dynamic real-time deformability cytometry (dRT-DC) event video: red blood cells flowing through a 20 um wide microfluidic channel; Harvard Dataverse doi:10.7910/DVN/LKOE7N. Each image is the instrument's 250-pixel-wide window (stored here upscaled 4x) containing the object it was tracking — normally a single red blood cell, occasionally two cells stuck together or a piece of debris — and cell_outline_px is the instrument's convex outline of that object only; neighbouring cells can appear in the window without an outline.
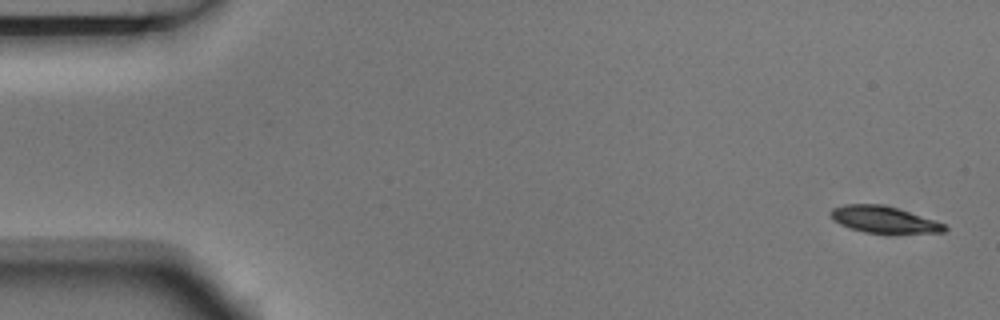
{"species": "Egyptian fruit bat (a non-hibernating species)", "species_latin": "Rousettus aegyptiacus", "temperature_condition": "room temperature", "stored_images_in_passage": 4, "segment_of_instrument_passage": [2, 2], "camera_frame_rate_fps": 3000, "um_per_image_px": 0.085, "animal": {"sex": "male"}, "frame": {"image": 1, "passage_image": 4, "time_ms": 1.0, "image_size_px": [1000, 320], "cell_outline_px": [[948, 228], [944, 232], [864, 232], [840, 224], [832, 220], [828, 212], [832, 208], [844, 204], [880, 204], [896, 208], [936, 220], [944, 224]], "centroid_in_image_um": [75.07, 18.64], "position_along_channel_um": 9.9, "area_um2": 17.34}}